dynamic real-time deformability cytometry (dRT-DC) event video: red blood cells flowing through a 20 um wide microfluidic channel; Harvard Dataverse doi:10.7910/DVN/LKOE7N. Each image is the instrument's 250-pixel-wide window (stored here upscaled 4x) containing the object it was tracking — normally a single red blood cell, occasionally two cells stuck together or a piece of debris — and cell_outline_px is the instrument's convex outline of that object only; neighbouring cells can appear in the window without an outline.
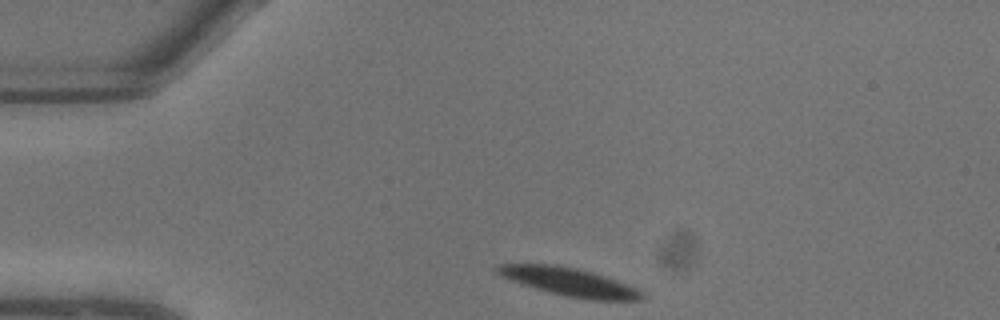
{"species": "common noctule bat (a hibernating species)", "species_latin": "Nyctalus noctula", "temperature_condition": "warm", "stored_images_in_passage": 7, "camera_frame_rate_fps": 3000, "um_per_image_px": 0.085, "animal": {"sex": "male", "body_mass_g": 13.3}, "frame": {"image": 1, "passage_image": 1, "time_ms": 0.0, "image_size_px": [1000, 320], "cell_outline_px": [[644, 296], [640, 300], [592, 300], [568, 296], [548, 292], [512, 280], [496, 272], [496, 268], [500, 264], [556, 264], [580, 268], [616, 280], [636, 288], [644, 292]], "centroid_in_image_um": [48.44, 23.95], "position_along_channel_um": 36.6, "area_um2": 23.41}}